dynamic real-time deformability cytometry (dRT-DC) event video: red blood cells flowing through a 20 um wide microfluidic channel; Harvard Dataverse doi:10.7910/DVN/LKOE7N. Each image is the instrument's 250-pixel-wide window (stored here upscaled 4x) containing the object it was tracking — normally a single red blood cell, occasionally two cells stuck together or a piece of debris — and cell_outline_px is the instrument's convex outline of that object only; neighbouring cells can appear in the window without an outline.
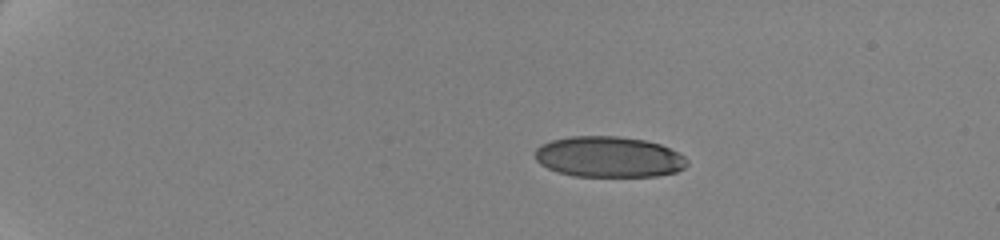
{"species": "human", "species_latin": "Homo sapiens", "temperature_condition": "cold", "stored_images_in_passage": 48, "camera_frame_rate_fps": 3000, "um_per_image_px": 0.085, "donor": {"sex": "female"}, "frame": {"image": 1, "passage_image": 1, "time_ms": 0.0, "image_size_px": [1000, 240], "cell_outline_px": [[688, 164], [684, 168], [676, 172], [656, 176], [576, 176], [560, 172], [548, 168], [540, 164], [536, 160], [536, 148], [552, 140], [572, 136], [620, 136], [644, 140], [660, 144], [684, 156], [688, 160]], "centroid_in_image_um": [51.77, 13.34], "position_along_channel_um": 33.2, "area_um2": 35.95}}
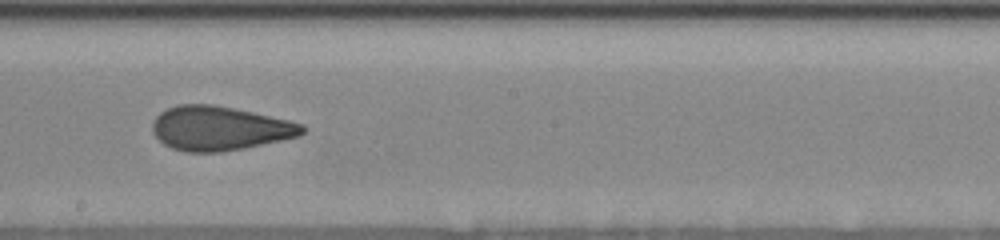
{"frame": {"image": 2, "passage_image": 26, "time_ms": 8.333, "image_size_px": [1000, 240], "cell_outline_px": [[308, 128], [300, 136], [244, 148], [220, 152], [184, 152], [172, 148], [164, 144], [152, 132], [152, 120], [160, 112], [176, 104], [212, 104], [252, 112], [288, 120], [304, 124]], "centroid_in_image_um": [18.66, 10.91], "position_along_channel_um": 229.5, "area_um2": 38.67}}
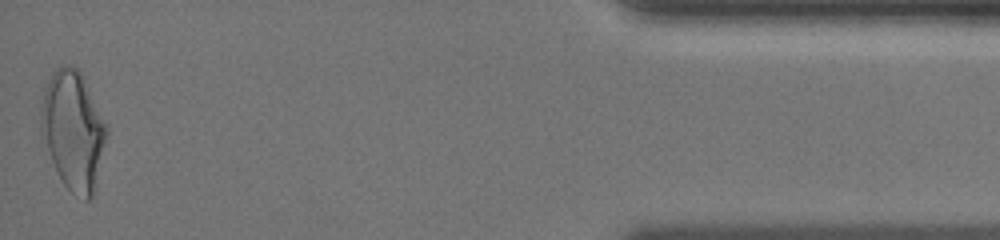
{"frame": {"image": 3, "passage_image": 48, "time_ms": 15.667, "image_size_px": [1000, 240], "cell_outline_px": [[108, 132], [92, 196], [88, 200], [84, 200], [72, 192], [60, 180], [40, 132], [40, 108], [44, 92], [48, 80], [52, 72], [60, 64], [68, 64], [76, 68], [80, 72], [108, 128]], "centroid_in_image_um": [6.19, 11.06], "position_along_channel_um": 429.0, "area_um2": 44.85}, "authors_computed_cell_mechanics": {"area_um2": 38.8127, "velocity_mm_per_s": 3.5116, "shape_relaxation_time_tau1_ms": 6.0313, "shape_relaxation_time_tau2_ms": 1.4999, "deformation_change_tau1": 0.1775, "deformation_change_tau2": 0.0896}}